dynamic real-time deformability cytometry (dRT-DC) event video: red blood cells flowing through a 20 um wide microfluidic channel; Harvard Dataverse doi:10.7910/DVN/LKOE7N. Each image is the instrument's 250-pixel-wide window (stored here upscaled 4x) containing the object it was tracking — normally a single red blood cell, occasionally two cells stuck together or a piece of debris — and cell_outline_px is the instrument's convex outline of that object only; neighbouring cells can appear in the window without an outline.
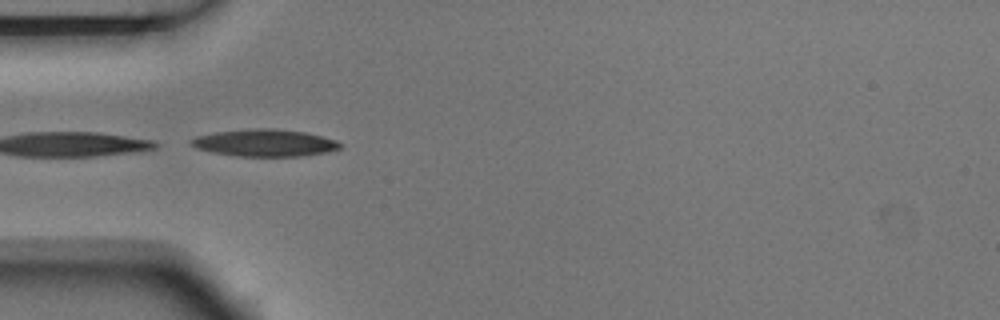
{"species": "Egyptian fruit bat (a non-hibernating species)", "species_latin": "Rousettus aegyptiacus", "temperature_condition": "room temperature", "stored_images_in_passage": 5, "camera_frame_rate_fps": 3000, "um_per_image_px": 0.085, "animal": {"sex": "male"}, "frame": {"image": 1, "passage_image": 1, "time_ms": 0.0, "image_size_px": [1000, 320], "cell_outline_px": [[344, 144], [340, 148], [324, 152], [300, 156], [236, 156], [212, 152], [196, 148], [188, 144], [188, 140], [196, 136], [216, 132], [256, 128], [268, 128], [304, 132], [336, 140]], "centroid_in_image_um": [22.45, 12.14], "position_along_channel_um": 62.6, "area_um2": 23.41}}
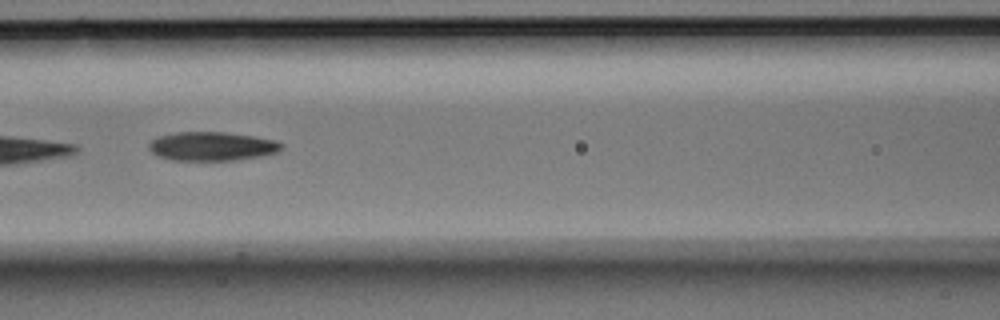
{"frame": {"image": 2, "passage_image": 3, "time_ms": 0.667, "image_size_px": [1000, 320], "cell_outline_px": [[284, 148], [276, 152], [260, 156], [232, 160], [172, 160], [156, 156], [148, 148], [148, 144], [156, 136], [176, 132], [224, 132], [252, 136], [276, 140], [284, 144]], "centroid_in_image_um": [17.98, 12.43], "position_along_channel_um": 148.6, "area_um2": 22.37}}
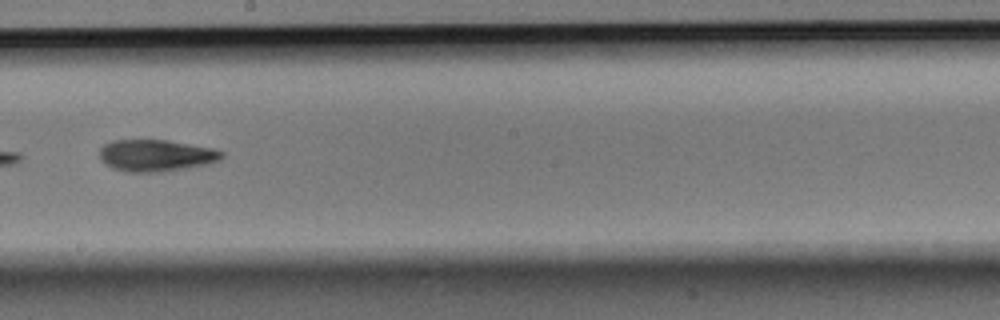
{"frame": {"image": 3, "passage_image": 5, "time_ms": 1.333, "image_size_px": [1000, 320], "cell_outline_px": [[224, 156], [220, 160], [208, 164], [160, 172], [128, 172], [112, 168], [100, 160], [100, 148], [104, 144], [112, 140], [168, 140], [212, 148], [224, 152]], "centroid_in_image_um": [13.25, 13.21], "position_along_channel_um": 234.9, "area_um2": 22.66}}